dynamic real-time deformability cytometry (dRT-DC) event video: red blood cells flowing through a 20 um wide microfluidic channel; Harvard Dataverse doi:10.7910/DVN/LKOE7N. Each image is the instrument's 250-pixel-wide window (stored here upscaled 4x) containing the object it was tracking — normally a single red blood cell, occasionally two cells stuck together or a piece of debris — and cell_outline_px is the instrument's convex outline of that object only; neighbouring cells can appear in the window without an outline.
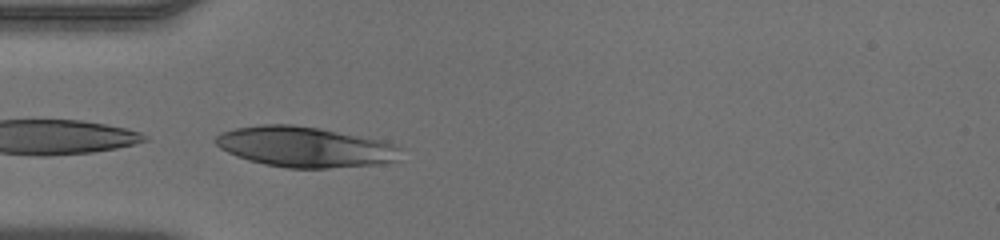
{"species": "human", "species_latin": "Homo sapiens", "temperature_condition": "warm", "stored_images_in_passage": 10, "camera_frame_rate_fps": 3000, "um_per_image_px": 0.085, "donor": {"sex": "male"}, "frame": {"image": 1, "passage_image": 10, "time_ms": 3.0, "image_size_px": [1000, 240], "cell_outline_px": [[400, 148], [396, 160], [376, 164], [328, 168], [288, 168], [264, 164], [248, 160], [236, 156], [220, 148], [212, 140], [220, 132], [236, 128], [260, 124], [292, 124], [320, 128], [384, 140], [396, 144]], "centroid_in_image_um": [25.88, 12.47], "position_along_channel_um": 59.1, "area_um2": 43.7}}